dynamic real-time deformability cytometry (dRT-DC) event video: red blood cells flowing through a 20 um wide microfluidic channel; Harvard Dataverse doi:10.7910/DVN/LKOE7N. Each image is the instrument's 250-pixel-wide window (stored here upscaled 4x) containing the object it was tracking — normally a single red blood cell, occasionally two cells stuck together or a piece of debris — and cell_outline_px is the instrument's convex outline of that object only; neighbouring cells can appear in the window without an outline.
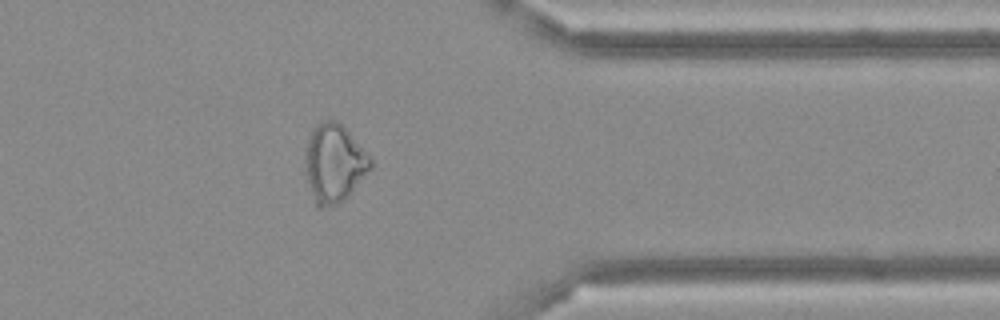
{"species": "Egyptian fruit bat (a non-hibernating species)", "species_latin": "Rousettus aegyptiacus", "temperature_condition": "cold", "stored_images_in_passage": 35, "camera_frame_rate_fps": 3000, "um_per_image_px": 0.085, "frame": {"image": 1, "passage_image": 25, "time_ms": 8.0, "image_size_px": [1000, 320], "cell_outline_px": [[372, 168], [348, 196], [344, 200], [336, 204], [320, 208], [316, 208], [304, 172], [304, 152], [312, 128], [324, 120], [332, 120], [340, 124], [364, 148], [372, 160]], "centroid_in_image_um": [28.37, 13.9], "position_along_channel_um": 383.0, "area_um2": 29.94}}